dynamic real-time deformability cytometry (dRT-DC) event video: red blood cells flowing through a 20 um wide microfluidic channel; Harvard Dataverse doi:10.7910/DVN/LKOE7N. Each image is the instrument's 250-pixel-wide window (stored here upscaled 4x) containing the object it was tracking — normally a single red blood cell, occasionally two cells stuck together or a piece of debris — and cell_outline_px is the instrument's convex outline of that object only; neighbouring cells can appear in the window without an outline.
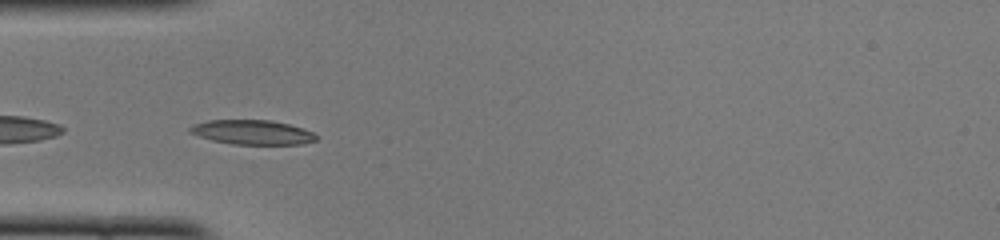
{"species": "common noctule bat (a hibernating species)", "species_latin": "Nyctalus noctula", "temperature_condition": "cold", "stored_images_in_passage": 50, "camera_frame_rate_fps": 3000, "um_per_image_px": 0.085, "animal": {"sex": "female", "body_mass_g": 22.0, "forearm_length_mm": 56.7}, "frame": {"image": 1, "passage_image": 15, "time_ms": 4.667, "image_size_px": [1000, 240], "cell_outline_px": [[316, 140], [300, 144], [232, 144], [212, 140], [188, 132], [188, 128], [196, 124], [208, 120], [272, 120], [304, 128], [312, 132], [316, 136]], "centroid_in_image_um": [21.44, 11.24], "position_along_channel_um": 63.6, "area_um2": 17.86}}
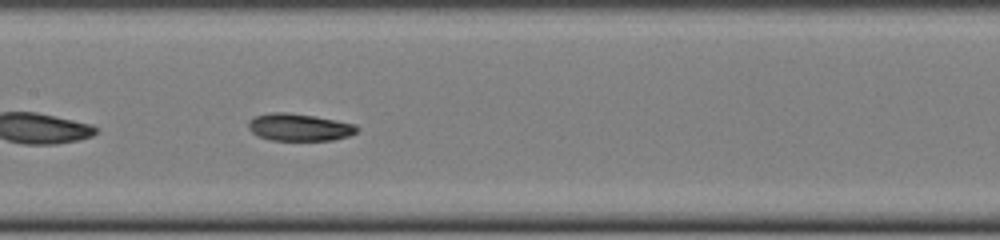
{"frame": {"image": 2, "passage_image": 24, "time_ms": 7.667, "image_size_px": [1000, 240], "cell_outline_px": [[360, 128], [356, 132], [348, 136], [332, 140], [272, 140], [256, 136], [248, 128], [248, 120], [256, 116], [272, 112], [288, 112], [316, 116], [356, 124]], "centroid_in_image_um": [25.43, 10.81], "position_along_channel_um": 182.0, "area_um2": 17.4}}
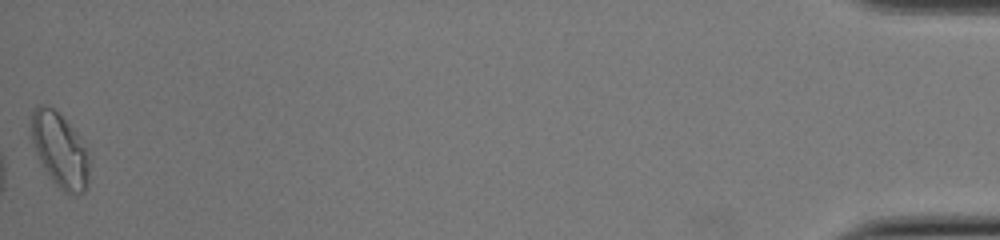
{"frame": {"image": 3, "passage_image": 50, "time_ms": 16.333, "image_size_px": [1000, 240], "cell_outline_px": [[88, 184], [84, 192], [72, 196], [64, 192], [52, 180], [40, 160], [36, 152], [32, 140], [32, 108], [40, 104], [44, 104], [52, 108], [76, 132], [88, 148]], "centroid_in_image_um": [5.11, 12.78], "position_along_channel_um": 430.1, "area_um2": 24.85}, "authors_computed_cell_mechanics": {"area_um2": 18.2359, "velocity_mm_per_s": 3.9677, "shape_relaxation_time_tau1_ms": null, "shape_relaxation_time_tau2_ms": 2.8518, "deformation_change_tau1": null, "deformation_change_tau2": 0.0771}}